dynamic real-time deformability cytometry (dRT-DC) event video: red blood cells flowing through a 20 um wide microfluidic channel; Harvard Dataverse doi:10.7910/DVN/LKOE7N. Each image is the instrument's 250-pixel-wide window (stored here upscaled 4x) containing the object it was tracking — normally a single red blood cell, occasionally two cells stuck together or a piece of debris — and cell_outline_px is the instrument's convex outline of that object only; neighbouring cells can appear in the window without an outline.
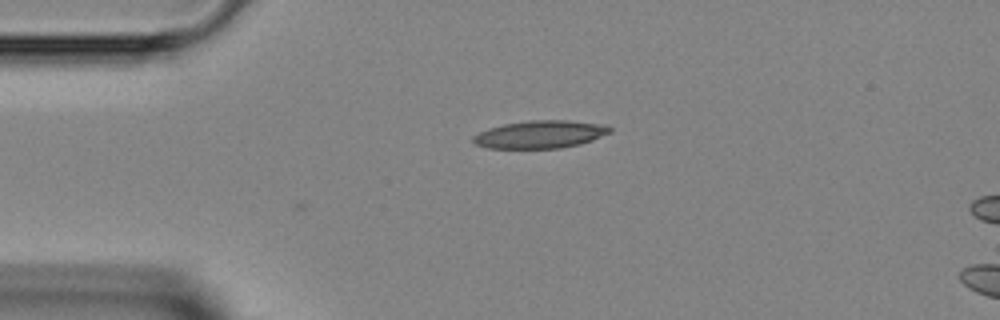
{"species": "Egyptian fruit bat (a non-hibernating species)", "species_latin": "Rousettus aegyptiacus", "temperature_condition": "room temperature", "stored_images_in_passage": 2, "camera_frame_rate_fps": 3000, "um_per_image_px": 0.085, "animal": {"sex": "female"}, "frame": {"image": 1, "passage_image": 2, "time_ms": 0.333, "image_size_px": [1000, 320], "cell_outline_px": [[612, 132], [592, 140], [580, 144], [560, 148], [488, 148], [476, 144], [472, 140], [472, 136], [488, 128], [504, 124], [528, 120], [568, 120], [608, 124], [612, 128]], "centroid_in_image_um": [45.96, 11.41], "position_along_channel_um": 39.0, "area_um2": 22.25}}